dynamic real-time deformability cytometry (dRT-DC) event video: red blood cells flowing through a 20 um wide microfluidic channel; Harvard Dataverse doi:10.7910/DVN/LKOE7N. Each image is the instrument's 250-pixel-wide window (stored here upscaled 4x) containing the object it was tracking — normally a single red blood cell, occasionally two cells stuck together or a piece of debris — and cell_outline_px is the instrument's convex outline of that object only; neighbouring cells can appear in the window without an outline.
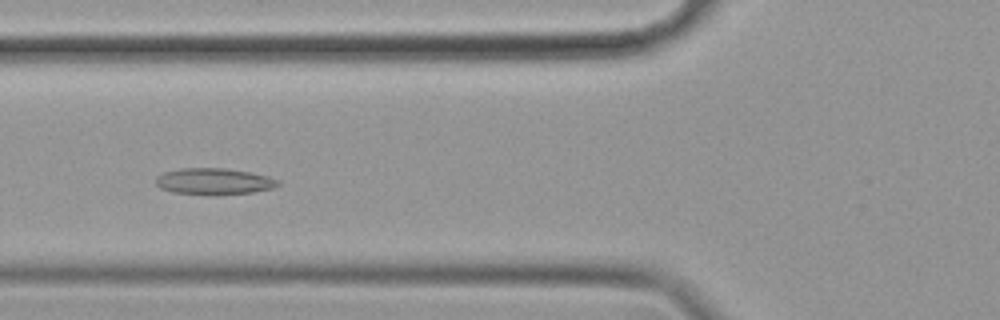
{"species": "common noctule bat (a hibernating species)", "species_latin": "Nyctalus noctula", "temperature_condition": "cold", "stored_images_in_passage": 38, "camera_frame_rate_fps": 3000, "um_per_image_px": 0.085, "animal": {"sex": "female", "body_mass_g": 19.9}, "frame": {"image": 1, "passage_image": 14, "time_ms": 4.333, "image_size_px": [1000, 320], "cell_outline_px": [[280, 184], [272, 188], [252, 192], [216, 196], [212, 196], [172, 192], [160, 188], [156, 184], [156, 176], [164, 172], [180, 168], [224, 168], [252, 172], [268, 176], [280, 180]], "centroid_in_image_um": [18.19, 15.43], "position_along_channel_um": 107.6, "area_um2": 19.19}}
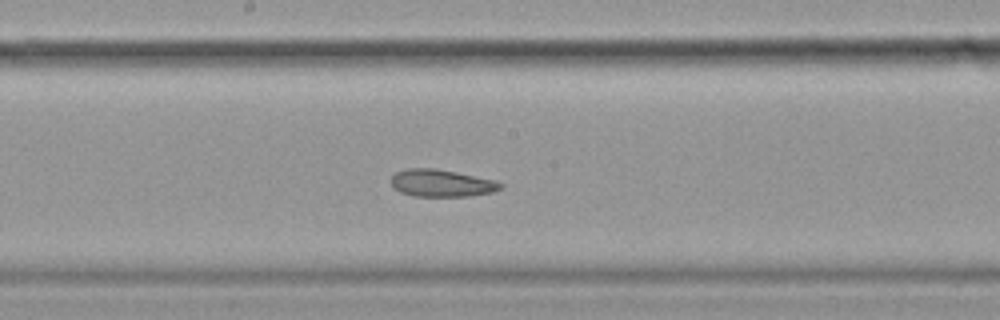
{"frame": {"image": 2, "passage_image": 23, "time_ms": 7.333, "image_size_px": [1000, 320], "cell_outline_px": [[504, 188], [492, 192], [468, 196], [412, 196], [400, 192], [392, 188], [392, 176], [396, 172], [408, 168], [436, 168], [496, 180], [504, 184]], "centroid_in_image_um": [37.54, 15.57], "position_along_channel_um": 210.7, "area_um2": 17.51}}
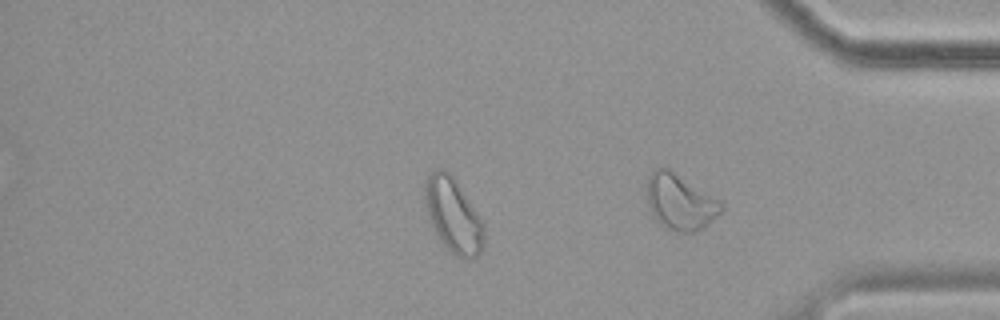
{"frame": {"image": 3, "passage_image": 38, "time_ms": 12.333, "image_size_px": [1000, 320], "cell_outline_px": [[724, 208], [708, 224], [696, 232], [676, 232], [664, 228], [656, 220], [648, 204], [648, 176], [656, 168], [668, 168], [720, 200], [724, 204]], "centroid_in_image_um": [57.83, 17.19], "position_along_channel_um": 377.4, "area_um2": 23.93}, "authors_computed_cell_mechanics": {"area_um2": 18.3804, "velocity_mm_per_s": 3.4418, "shape_relaxation_time_tau1_ms": null, "shape_relaxation_time_tau2_ms": 3.9697, "deformation_change_tau1": null, "deformation_change_tau2": 0.112}}